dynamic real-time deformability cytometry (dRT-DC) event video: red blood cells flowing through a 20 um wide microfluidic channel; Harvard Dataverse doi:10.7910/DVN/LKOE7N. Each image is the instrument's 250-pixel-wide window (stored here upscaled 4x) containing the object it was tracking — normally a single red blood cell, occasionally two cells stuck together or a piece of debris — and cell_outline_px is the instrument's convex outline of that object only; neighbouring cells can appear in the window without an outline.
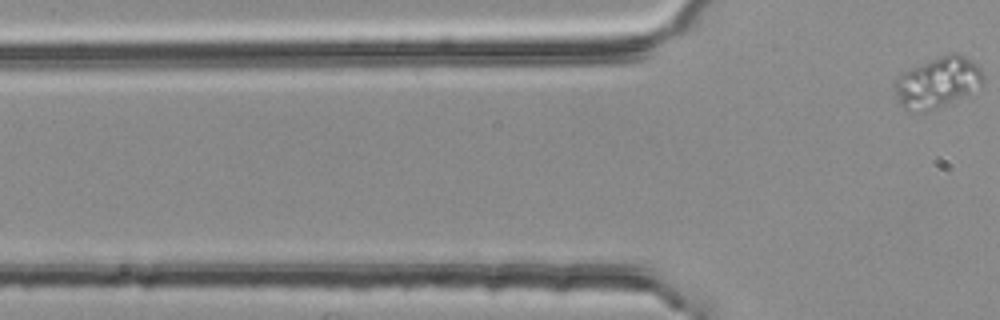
{"species": "common noctule bat (a hibernating species)", "species_latin": "Nyctalus noctula", "temperature_condition": "room temperature", "stored_images_in_passage": 5, "camera_frame_rate_fps": 3000, "um_per_image_px": 0.085, "animal": {"sex": "female", "body_mass_g": 25.1}, "frame": {"image": 1, "passage_image": 5, "time_ms": 1.333, "image_size_px": [1000, 320], "cell_outline_px": [[984, 84], [980, 88], [968, 96], [928, 112], [908, 112], [900, 104], [896, 92], [896, 76], [908, 68], [952, 52], [956, 52], [964, 56], [976, 64], [984, 72]], "centroid_in_image_um": [79.74, 7.03], "position_along_channel_um": 46.1, "area_um2": 26.7}}